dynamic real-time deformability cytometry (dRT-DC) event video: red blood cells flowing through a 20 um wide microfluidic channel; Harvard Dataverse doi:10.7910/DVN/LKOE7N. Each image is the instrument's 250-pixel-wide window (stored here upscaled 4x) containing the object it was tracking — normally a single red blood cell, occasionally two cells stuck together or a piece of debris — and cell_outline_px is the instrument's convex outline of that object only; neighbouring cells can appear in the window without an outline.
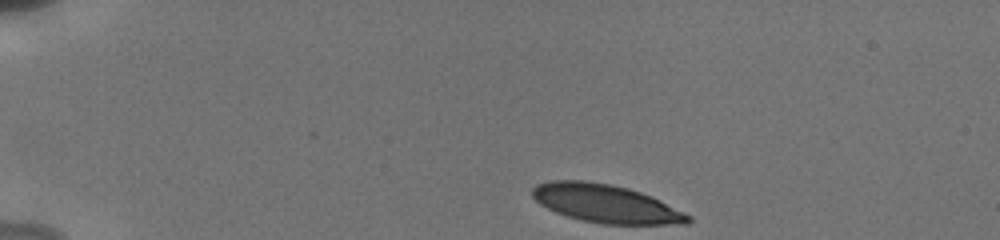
{"species": "human", "species_latin": "Homo sapiens", "temperature_condition": "cold", "stored_images_in_passage": 19, "camera_frame_rate_fps": 3000, "um_per_image_px": 0.085, "donor": {"sex": "male"}, "frame": {"image": 1, "passage_image": 1, "time_ms": 0.0, "image_size_px": [1000, 240], "cell_outline_px": [[692, 220], [688, 224], [604, 224], [580, 220], [556, 212], [540, 204], [532, 196], [532, 188], [536, 184], [552, 180], [584, 180], [612, 184], [628, 188], [652, 196], [692, 216]], "centroid_in_image_um": [51.5, 17.3], "position_along_channel_um": 33.5, "area_um2": 34.74}}
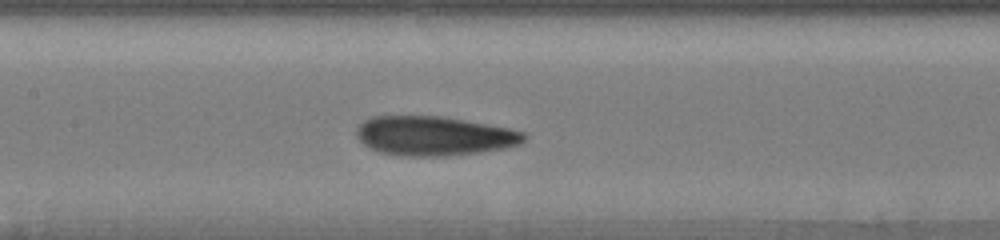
{"frame": {"image": 2, "passage_image": 7, "time_ms": 5.667, "image_size_px": [1000, 240], "cell_outline_px": [[528, 136], [520, 144], [504, 148], [448, 156], [400, 156], [380, 152], [364, 144], [356, 136], [356, 128], [364, 120], [372, 116], [440, 116], [464, 120], [508, 128], [524, 132]], "centroid_in_image_um": [36.87, 11.55], "position_along_channel_um": 170.5, "area_um2": 38.26}}
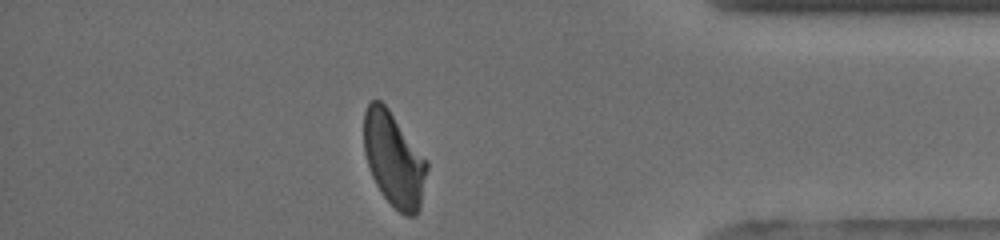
{"frame": {"image": 3, "passage_image": 19, "time_ms": 12.333, "image_size_px": [1000, 240], "cell_outline_px": [[428, 168], [420, 208], [416, 216], [404, 216], [384, 196], [376, 184], [372, 176], [364, 152], [364, 112], [368, 104], [372, 100], [380, 100], [388, 108], [428, 160]], "centroid_in_image_um": [33.5, 13.55], "position_along_channel_um": 401.7, "area_um2": 34.56}, "authors_computed_cell_mechanics": {"area_um2": 36.9342, "velocity_mm_per_s": 3.8232, "shape_relaxation_time_tau1_ms": 5.0489, "shape_relaxation_time_tau2_ms": 1.4562, "deformation_change_tau1": 0.1628, "deformation_change_tau2": 0.0706}}